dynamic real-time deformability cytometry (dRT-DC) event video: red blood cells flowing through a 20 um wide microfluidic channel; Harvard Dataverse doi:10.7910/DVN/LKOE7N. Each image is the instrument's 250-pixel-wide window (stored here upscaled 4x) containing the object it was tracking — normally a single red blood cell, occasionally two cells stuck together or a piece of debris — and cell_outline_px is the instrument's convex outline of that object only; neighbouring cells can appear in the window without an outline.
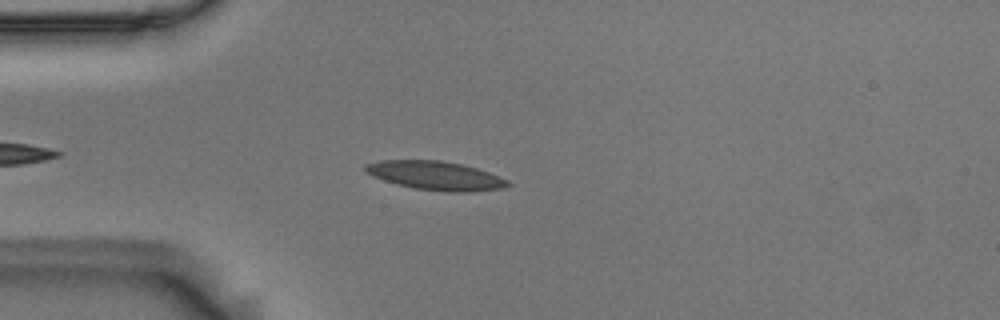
{"species": "Egyptian fruit bat (a non-hibernating species)", "species_latin": "Rousettus aegyptiacus", "temperature_condition": "room temperature", "stored_images_in_passage": 45, "camera_frame_rate_fps": 3000, "um_per_image_px": 0.085, "animal": {"sex": "male"}, "frame": {"image": 1, "passage_image": 7, "time_ms": 2.0, "image_size_px": [1000, 320], "cell_outline_px": [[512, 184], [504, 188], [468, 192], [444, 192], [416, 188], [396, 184], [372, 176], [364, 172], [364, 164], [380, 160], [440, 160], [460, 164], [476, 168], [488, 172], [508, 180]], "centroid_in_image_um": [37.0, 14.93], "position_along_channel_um": 48.0, "area_um2": 23.93}}
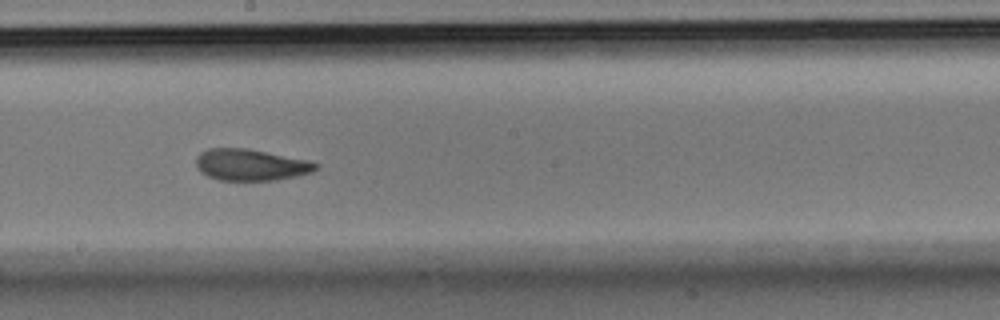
{"frame": {"image": 2, "passage_image": 23, "time_ms": 7.333, "image_size_px": [1000, 320], "cell_outline_px": [[320, 168], [312, 172], [296, 176], [276, 180], [220, 180], [208, 176], [200, 172], [196, 168], [196, 156], [200, 152], [208, 148], [248, 148], [308, 160], [320, 164]], "centroid_in_image_um": [21.32, 14.0], "position_along_channel_um": 226.9, "area_um2": 22.2}}
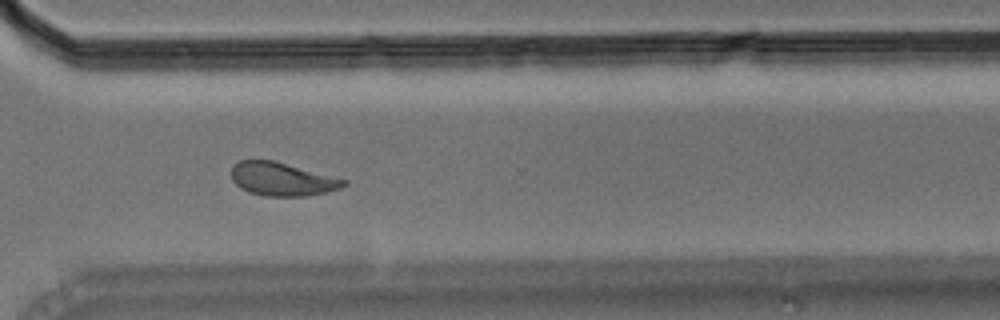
{"frame": {"image": 3, "passage_image": 33, "time_ms": 10.667, "image_size_px": [1000, 320], "cell_outline_px": [[348, 184], [340, 188], [328, 192], [308, 196], [264, 196], [248, 192], [240, 188], [232, 180], [232, 164], [240, 160], [272, 160], [348, 180]], "centroid_in_image_um": [23.97, 15.23], "position_along_channel_um": 346.6, "area_um2": 21.91}, "authors_computed_cell_mechanics": {"area_um2": 22.1374, "velocity_mm_per_s": 3.6013, "shape_relaxation_time_tau1_ms": 7.6767, "shape_relaxation_time_tau2_ms": 1.8143, "deformation_change_tau1": 0.1794, "deformation_change_tau2": 0.071}}